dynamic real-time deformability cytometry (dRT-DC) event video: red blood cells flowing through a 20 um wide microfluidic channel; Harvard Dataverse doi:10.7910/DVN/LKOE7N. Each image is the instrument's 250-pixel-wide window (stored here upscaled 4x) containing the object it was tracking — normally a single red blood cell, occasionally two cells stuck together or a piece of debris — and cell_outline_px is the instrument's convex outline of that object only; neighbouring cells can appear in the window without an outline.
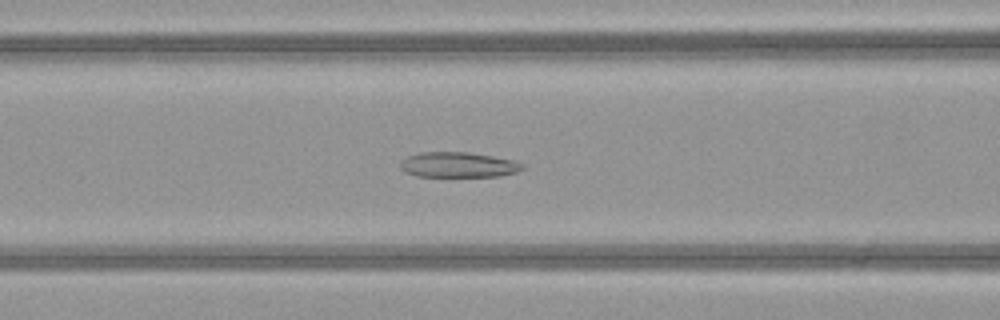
{"species": "common noctule bat (a hibernating species)", "species_latin": "Nyctalus noctula", "temperature_condition": "warm", "stored_images_in_passage": 41, "camera_frame_rate_fps": 3000, "um_per_image_px": 0.085, "animal": {"sex": "female", "body_mass_g": 21.9}, "frame": {"image": 1, "passage_image": 12, "time_ms": 3.667, "image_size_px": [1000, 320], "cell_outline_px": [[524, 168], [516, 172], [500, 176], [416, 176], [404, 172], [400, 168], [400, 164], [408, 156], [420, 152], [468, 152], [492, 156], [512, 160], [524, 164]], "centroid_in_image_um": [38.95, 14.01], "position_along_channel_um": 127.7, "area_um2": 17.86}}
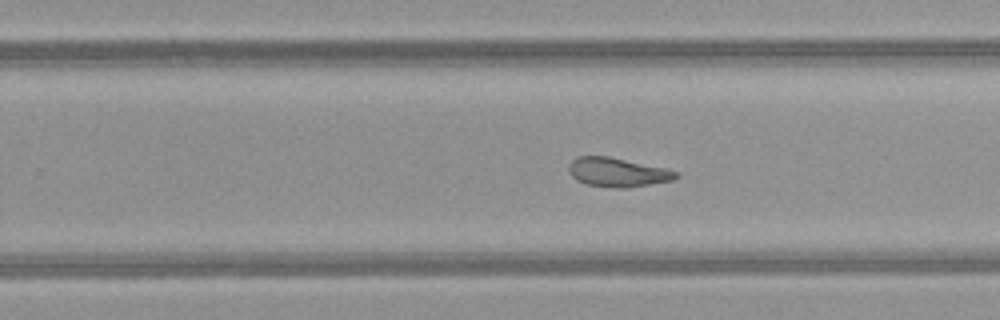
{"frame": {"image": 2, "passage_image": 23, "time_ms": 7.333, "image_size_px": [1000, 320], "cell_outline_px": [[680, 176], [672, 180], [624, 188], [616, 188], [584, 184], [576, 180], [568, 172], [568, 164], [576, 156], [608, 156], [668, 168], [680, 172]], "centroid_in_image_um": [52.48, 14.63], "position_along_channel_um": 277.3, "area_um2": 18.38}}
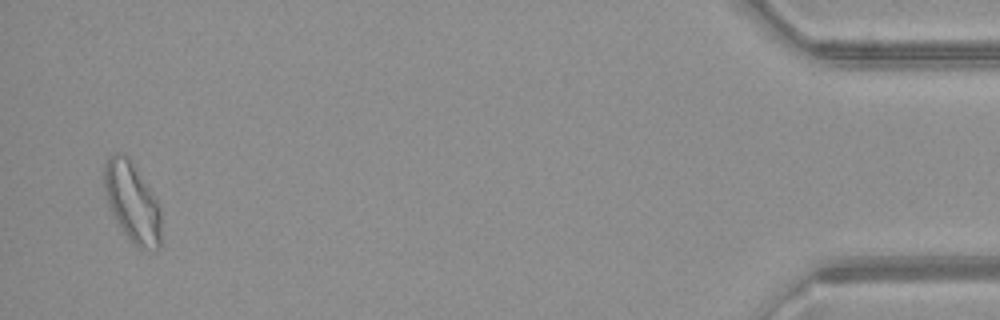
{"frame": {"image": 3, "passage_image": 40, "time_ms": 13.0, "image_size_px": [1000, 320], "cell_outline_px": [[160, 248], [136, 248], [124, 232], [116, 220], [108, 204], [104, 188], [104, 164], [108, 156], [116, 152], [120, 152], [128, 156], [156, 196], [160, 204]], "centroid_in_image_um": [11.24, 17.14], "position_along_channel_um": 424.0, "area_um2": 26.59}, "authors_computed_cell_mechanics": {"area_um2": 19.5364, "velocity_mm_per_s": 4.0771, "shape_relaxation_time_tau1_ms": null, "shape_relaxation_time_tau2_ms": 2.3578, "deformation_change_tau1": null, "deformation_change_tau2": 0.0947}}